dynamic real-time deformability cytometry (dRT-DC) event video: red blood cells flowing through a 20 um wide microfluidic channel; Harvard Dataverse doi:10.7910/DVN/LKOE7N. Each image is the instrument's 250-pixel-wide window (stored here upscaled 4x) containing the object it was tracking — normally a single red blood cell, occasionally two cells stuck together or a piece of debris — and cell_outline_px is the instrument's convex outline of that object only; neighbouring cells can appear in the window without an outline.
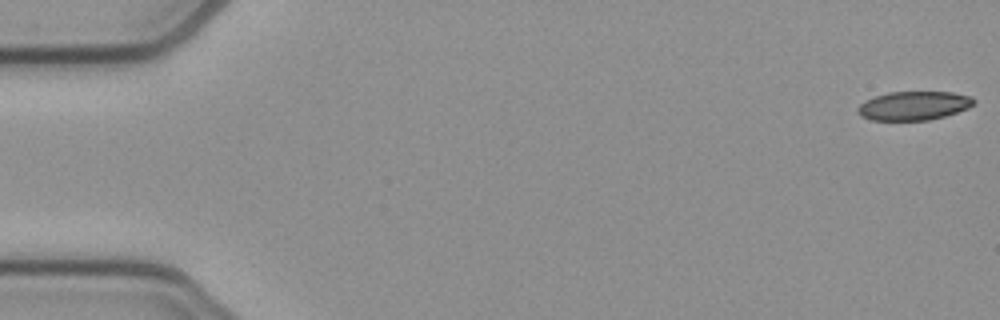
{"species": "common noctule bat (a hibernating species)", "species_latin": "Nyctalus noctula", "temperature_condition": "cold", "stored_images_in_passage": 49, "camera_frame_rate_fps": 3000, "um_per_image_px": 0.085, "animal": {"sex": "female", "body_mass_g": 21.9}, "frame": {"image": 1, "passage_image": 1, "time_ms": 0.0, "image_size_px": [1000, 320], "cell_outline_px": [[976, 100], [968, 108], [944, 116], [928, 120], [872, 120], [860, 116], [856, 112], [856, 108], [864, 100], [888, 92], [952, 92], [972, 96]], "centroid_in_image_um": [77.64, 8.98], "position_along_channel_um": 7.4, "area_um2": 19.54}}
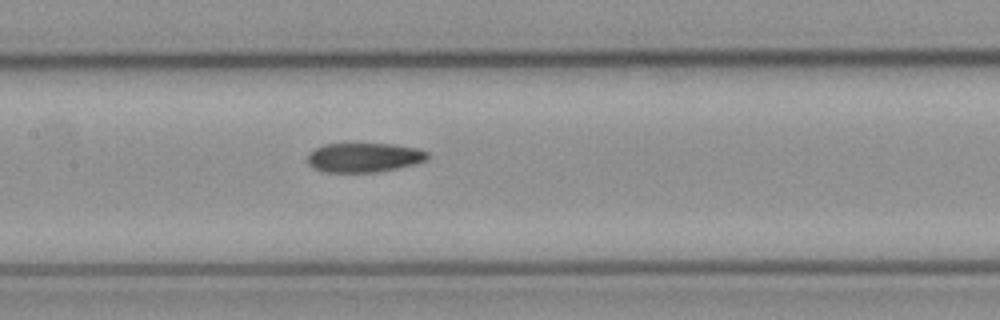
{"frame": {"image": 2, "passage_image": 25, "time_ms": 8.0, "image_size_px": [1000, 320], "cell_outline_px": [[428, 156], [424, 160], [412, 164], [396, 168], [376, 172], [324, 172], [312, 168], [308, 164], [308, 152], [324, 144], [392, 144], [416, 148], [428, 152]], "centroid_in_image_um": [30.88, 13.39], "position_along_channel_um": 176.5, "area_um2": 20.35}}
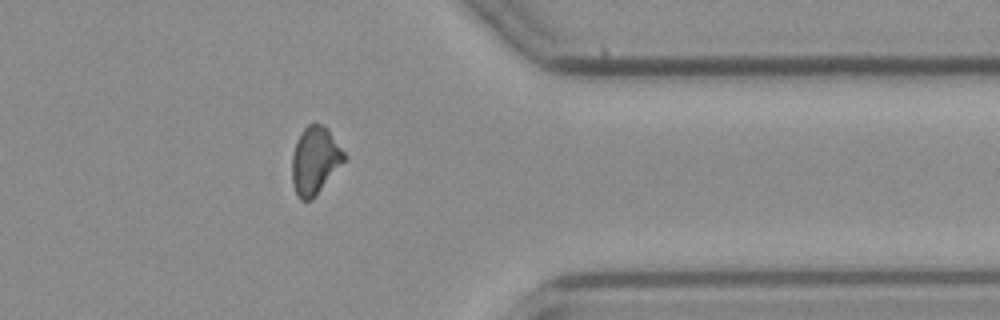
{"frame": {"image": 3, "passage_image": 42, "time_ms": 13.667, "image_size_px": [1000, 320], "cell_outline_px": [[344, 160], [312, 200], [300, 200], [292, 184], [292, 156], [296, 140], [300, 132], [308, 124], [324, 124], [328, 128], [344, 152]], "centroid_in_image_um": [26.74, 13.61], "position_along_channel_um": 384.7, "area_um2": 20.29}}